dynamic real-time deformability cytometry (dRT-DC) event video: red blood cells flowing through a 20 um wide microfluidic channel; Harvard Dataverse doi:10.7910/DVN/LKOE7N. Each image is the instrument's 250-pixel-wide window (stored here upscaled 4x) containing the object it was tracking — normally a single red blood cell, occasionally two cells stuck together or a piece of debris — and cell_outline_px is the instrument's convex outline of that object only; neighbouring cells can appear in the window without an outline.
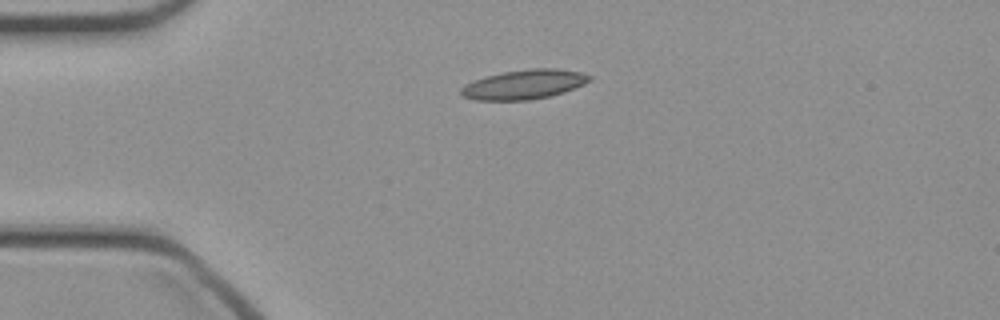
{"species": "common noctule bat (a hibernating species)", "species_latin": "Nyctalus noctula", "temperature_condition": "cold", "stored_images_in_passage": 37, "camera_frame_rate_fps": 3000, "um_per_image_px": 0.085, "animal": {"sex": "female", "body_mass_g": 21.9}, "frame": {"image": 1, "passage_image": 1, "time_ms": 0.0, "image_size_px": [1000, 320], "cell_outline_px": [[592, 80], [584, 84], [564, 92], [552, 96], [528, 100], [476, 100], [460, 96], [460, 88], [464, 84], [488, 76], [504, 72], [532, 68], [556, 68], [580, 72], [592, 76]], "centroid_in_image_um": [44.56, 7.18], "position_along_channel_um": 40.4, "area_um2": 22.08}}
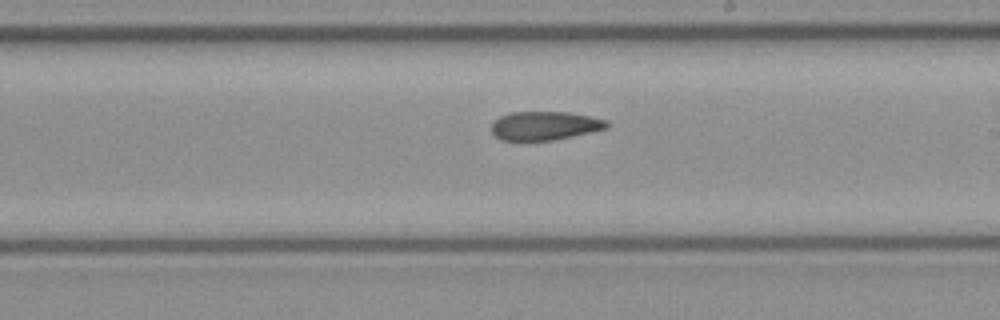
{"frame": {"image": 2, "passage_image": 17, "time_ms": 5.333, "image_size_px": [1000, 320], "cell_outline_px": [[608, 128], [552, 140], [500, 140], [492, 132], [492, 124], [500, 116], [512, 112], [568, 112], [592, 116], [608, 120]], "centroid_in_image_um": [46.32, 10.67], "position_along_channel_um": 242.7, "area_um2": 19.13}}
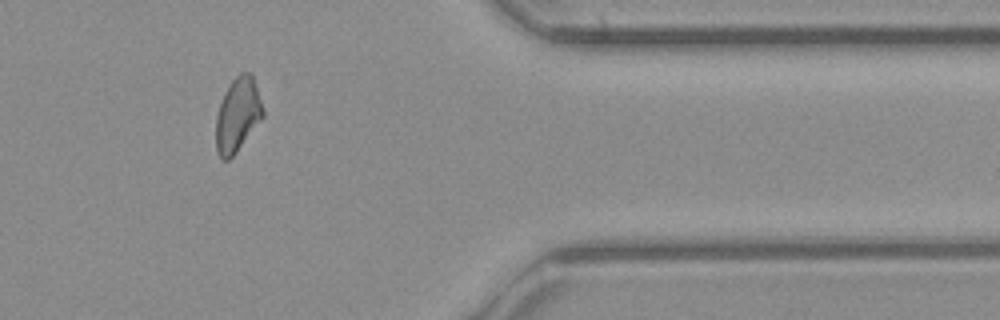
{"frame": {"image": 3, "passage_image": 29, "time_ms": 9.333, "image_size_px": [1000, 320], "cell_outline_px": [[264, 116], [236, 152], [228, 160], [224, 160], [220, 156], [216, 148], [216, 116], [224, 92], [232, 80], [240, 72], [252, 72], [264, 112]], "centroid_in_image_um": [20.2, 9.73], "position_along_channel_um": 391.2, "area_um2": 20.11}}